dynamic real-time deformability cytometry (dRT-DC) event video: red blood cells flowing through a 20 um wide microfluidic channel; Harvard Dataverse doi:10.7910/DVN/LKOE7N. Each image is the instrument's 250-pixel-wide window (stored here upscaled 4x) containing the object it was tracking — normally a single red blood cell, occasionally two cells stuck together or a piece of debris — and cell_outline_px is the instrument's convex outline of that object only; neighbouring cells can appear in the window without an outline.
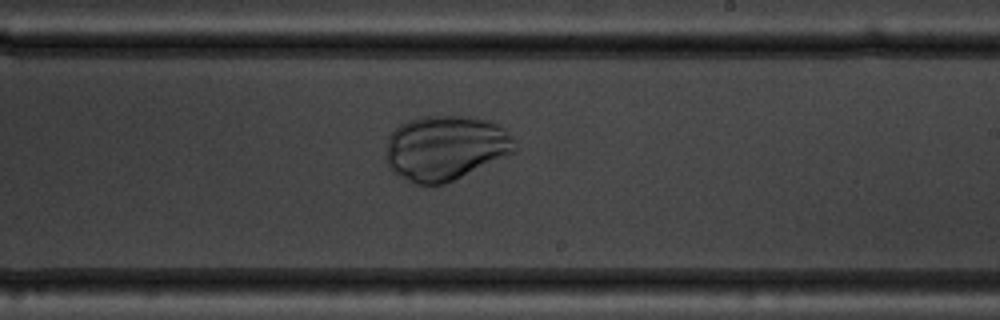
{"species": "common noctule bat (a hibernating species)", "species_latin": "Nyctalus noctula", "temperature_condition": "warm", "stored_images_in_passage": 49, "camera_frame_rate_fps": 3000, "um_per_image_px": 0.085, "animal": {"sex": "male", "body_mass_g": 19.5, "forearm_length_mm": 54.6}, "frame": {"image": 1, "passage_image": 27, "time_ms": 8.667, "image_size_px": [1000, 320], "cell_outline_px": [[516, 152], [444, 184], [412, 184], [392, 172], [388, 168], [384, 160], [384, 156], [388, 136], [400, 124], [408, 120], [424, 116], [468, 116], [500, 124], [512, 140], [516, 148]], "centroid_in_image_um": [37.8, 12.58], "position_along_channel_um": 251.2, "area_um2": 48.9}}